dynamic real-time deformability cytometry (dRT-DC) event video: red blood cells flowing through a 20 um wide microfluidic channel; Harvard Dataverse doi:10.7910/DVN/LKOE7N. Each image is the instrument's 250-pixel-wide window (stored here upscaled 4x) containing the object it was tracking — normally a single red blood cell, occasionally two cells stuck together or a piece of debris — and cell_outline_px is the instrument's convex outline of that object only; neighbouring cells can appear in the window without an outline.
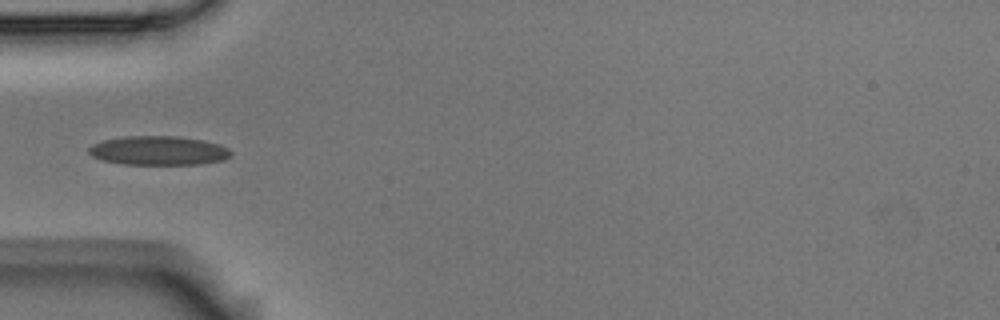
{"species": "Egyptian fruit bat (a non-hibernating species)", "species_latin": "Rousettus aegyptiacus", "temperature_condition": "room temperature", "stored_images_in_passage": 5, "camera_frame_rate_fps": 3000, "um_per_image_px": 0.085, "animal": {"sex": "male"}, "frame": {"image": 1, "passage_image": 5, "time_ms": 1.333, "image_size_px": [1000, 320], "cell_outline_px": [[232, 156], [224, 160], [200, 164], [124, 164], [104, 160], [92, 156], [88, 152], [88, 148], [92, 144], [104, 140], [124, 136], [176, 136], [204, 140], [220, 144], [228, 148], [232, 152]], "centroid_in_image_um": [13.51, 12.79], "position_along_channel_um": 71.5, "area_um2": 24.16}}